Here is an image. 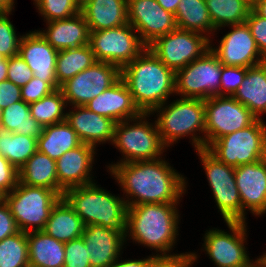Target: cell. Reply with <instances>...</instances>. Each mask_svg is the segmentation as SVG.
Returning <instances> with one entry per match:
<instances>
[{
    "instance_id": "cell-1",
    "label": "cell",
    "mask_w": 266,
    "mask_h": 267,
    "mask_svg": "<svg viewBox=\"0 0 266 267\" xmlns=\"http://www.w3.org/2000/svg\"><path fill=\"white\" fill-rule=\"evenodd\" d=\"M162 158L108 165L110 174L126 193L127 207L181 201L180 197L186 191V179Z\"/></svg>"
},
{
    "instance_id": "cell-2",
    "label": "cell",
    "mask_w": 266,
    "mask_h": 267,
    "mask_svg": "<svg viewBox=\"0 0 266 267\" xmlns=\"http://www.w3.org/2000/svg\"><path fill=\"white\" fill-rule=\"evenodd\" d=\"M178 203H144L127 208L126 238L150 247L161 254L156 257H174L169 254L177 241ZM178 233V234H177ZM129 235V236H128ZM168 253V254H167Z\"/></svg>"
},
{
    "instance_id": "cell-3",
    "label": "cell",
    "mask_w": 266,
    "mask_h": 267,
    "mask_svg": "<svg viewBox=\"0 0 266 267\" xmlns=\"http://www.w3.org/2000/svg\"><path fill=\"white\" fill-rule=\"evenodd\" d=\"M121 79L142 113H151L175 93L176 73L148 47L121 69Z\"/></svg>"
},
{
    "instance_id": "cell-4",
    "label": "cell",
    "mask_w": 266,
    "mask_h": 267,
    "mask_svg": "<svg viewBox=\"0 0 266 267\" xmlns=\"http://www.w3.org/2000/svg\"><path fill=\"white\" fill-rule=\"evenodd\" d=\"M97 183L72 187L63 198L82 219L83 224L101 225L118 231L126 230L127 204L120 198L98 187Z\"/></svg>"
},
{
    "instance_id": "cell-5",
    "label": "cell",
    "mask_w": 266,
    "mask_h": 267,
    "mask_svg": "<svg viewBox=\"0 0 266 267\" xmlns=\"http://www.w3.org/2000/svg\"><path fill=\"white\" fill-rule=\"evenodd\" d=\"M167 104L166 102L151 112H159L156 124L164 145L170 147L177 140L190 135L195 151L205 148L204 100L181 98ZM200 132L204 136H200Z\"/></svg>"
},
{
    "instance_id": "cell-6",
    "label": "cell",
    "mask_w": 266,
    "mask_h": 267,
    "mask_svg": "<svg viewBox=\"0 0 266 267\" xmlns=\"http://www.w3.org/2000/svg\"><path fill=\"white\" fill-rule=\"evenodd\" d=\"M150 114L141 113L135 118L116 123L112 144L124 156L116 164L155 160L162 157L167 147L162 142L156 121L155 123L147 121L146 117H150Z\"/></svg>"
},
{
    "instance_id": "cell-7",
    "label": "cell",
    "mask_w": 266,
    "mask_h": 267,
    "mask_svg": "<svg viewBox=\"0 0 266 267\" xmlns=\"http://www.w3.org/2000/svg\"><path fill=\"white\" fill-rule=\"evenodd\" d=\"M60 198L54 190L19 181L11 192L4 195L19 230L26 233L44 229L53 206Z\"/></svg>"
},
{
    "instance_id": "cell-8",
    "label": "cell",
    "mask_w": 266,
    "mask_h": 267,
    "mask_svg": "<svg viewBox=\"0 0 266 267\" xmlns=\"http://www.w3.org/2000/svg\"><path fill=\"white\" fill-rule=\"evenodd\" d=\"M226 165L238 167L266 158V124L262 118L250 126L213 141L206 148Z\"/></svg>"
},
{
    "instance_id": "cell-9",
    "label": "cell",
    "mask_w": 266,
    "mask_h": 267,
    "mask_svg": "<svg viewBox=\"0 0 266 267\" xmlns=\"http://www.w3.org/2000/svg\"><path fill=\"white\" fill-rule=\"evenodd\" d=\"M215 203L225 222H242V203L236 186L235 167L226 165L213 156L206 148L197 152Z\"/></svg>"
},
{
    "instance_id": "cell-10",
    "label": "cell",
    "mask_w": 266,
    "mask_h": 267,
    "mask_svg": "<svg viewBox=\"0 0 266 267\" xmlns=\"http://www.w3.org/2000/svg\"><path fill=\"white\" fill-rule=\"evenodd\" d=\"M136 33L138 34L129 23L90 31L89 46L96 61L113 64L121 70L146 48Z\"/></svg>"
},
{
    "instance_id": "cell-11",
    "label": "cell",
    "mask_w": 266,
    "mask_h": 267,
    "mask_svg": "<svg viewBox=\"0 0 266 267\" xmlns=\"http://www.w3.org/2000/svg\"><path fill=\"white\" fill-rule=\"evenodd\" d=\"M222 64L209 49L176 72L175 94L180 98L206 100L220 96Z\"/></svg>"
},
{
    "instance_id": "cell-12",
    "label": "cell",
    "mask_w": 266,
    "mask_h": 267,
    "mask_svg": "<svg viewBox=\"0 0 266 267\" xmlns=\"http://www.w3.org/2000/svg\"><path fill=\"white\" fill-rule=\"evenodd\" d=\"M205 148L219 138L244 129L257 117L233 96H212L204 100Z\"/></svg>"
},
{
    "instance_id": "cell-13",
    "label": "cell",
    "mask_w": 266,
    "mask_h": 267,
    "mask_svg": "<svg viewBox=\"0 0 266 267\" xmlns=\"http://www.w3.org/2000/svg\"><path fill=\"white\" fill-rule=\"evenodd\" d=\"M231 233L217 228L204 235L203 248L216 267H258V258L250 260L244 243L247 238L246 222H225Z\"/></svg>"
},
{
    "instance_id": "cell-14",
    "label": "cell",
    "mask_w": 266,
    "mask_h": 267,
    "mask_svg": "<svg viewBox=\"0 0 266 267\" xmlns=\"http://www.w3.org/2000/svg\"><path fill=\"white\" fill-rule=\"evenodd\" d=\"M148 48L176 73L209 50L210 38L199 32L177 28L158 37Z\"/></svg>"
},
{
    "instance_id": "cell-15",
    "label": "cell",
    "mask_w": 266,
    "mask_h": 267,
    "mask_svg": "<svg viewBox=\"0 0 266 267\" xmlns=\"http://www.w3.org/2000/svg\"><path fill=\"white\" fill-rule=\"evenodd\" d=\"M121 78V70L110 63L96 61L60 86L67 105L85 106Z\"/></svg>"
},
{
    "instance_id": "cell-16",
    "label": "cell",
    "mask_w": 266,
    "mask_h": 267,
    "mask_svg": "<svg viewBox=\"0 0 266 267\" xmlns=\"http://www.w3.org/2000/svg\"><path fill=\"white\" fill-rule=\"evenodd\" d=\"M127 9L128 23L146 47L177 29L175 15L164 10L156 0H127Z\"/></svg>"
},
{
    "instance_id": "cell-17",
    "label": "cell",
    "mask_w": 266,
    "mask_h": 267,
    "mask_svg": "<svg viewBox=\"0 0 266 267\" xmlns=\"http://www.w3.org/2000/svg\"><path fill=\"white\" fill-rule=\"evenodd\" d=\"M230 27H232L231 32L222 37L218 47L213 48L210 40L209 49L217 56L222 65L250 68L266 61L246 22Z\"/></svg>"
},
{
    "instance_id": "cell-18",
    "label": "cell",
    "mask_w": 266,
    "mask_h": 267,
    "mask_svg": "<svg viewBox=\"0 0 266 267\" xmlns=\"http://www.w3.org/2000/svg\"><path fill=\"white\" fill-rule=\"evenodd\" d=\"M235 180L242 203V222H246L247 209L256 216L266 213V158L235 167Z\"/></svg>"
},
{
    "instance_id": "cell-19",
    "label": "cell",
    "mask_w": 266,
    "mask_h": 267,
    "mask_svg": "<svg viewBox=\"0 0 266 267\" xmlns=\"http://www.w3.org/2000/svg\"><path fill=\"white\" fill-rule=\"evenodd\" d=\"M19 55L27 63L34 77L47 82L54 90L59 89L55 77L58 51L45 40L38 30L22 35Z\"/></svg>"
},
{
    "instance_id": "cell-20",
    "label": "cell",
    "mask_w": 266,
    "mask_h": 267,
    "mask_svg": "<svg viewBox=\"0 0 266 267\" xmlns=\"http://www.w3.org/2000/svg\"><path fill=\"white\" fill-rule=\"evenodd\" d=\"M81 237L88 250L91 267H110L120 257L126 242L125 231L101 225L85 226Z\"/></svg>"
},
{
    "instance_id": "cell-21",
    "label": "cell",
    "mask_w": 266,
    "mask_h": 267,
    "mask_svg": "<svg viewBox=\"0 0 266 267\" xmlns=\"http://www.w3.org/2000/svg\"><path fill=\"white\" fill-rule=\"evenodd\" d=\"M95 149L92 145L81 143L56 160L58 184L64 190L93 183L94 177L90 172L94 166Z\"/></svg>"
},
{
    "instance_id": "cell-22",
    "label": "cell",
    "mask_w": 266,
    "mask_h": 267,
    "mask_svg": "<svg viewBox=\"0 0 266 267\" xmlns=\"http://www.w3.org/2000/svg\"><path fill=\"white\" fill-rule=\"evenodd\" d=\"M66 113V122L76 132L80 141L94 146L113 141L116 122L111 118L101 116L84 106H72Z\"/></svg>"
},
{
    "instance_id": "cell-23",
    "label": "cell",
    "mask_w": 266,
    "mask_h": 267,
    "mask_svg": "<svg viewBox=\"0 0 266 267\" xmlns=\"http://www.w3.org/2000/svg\"><path fill=\"white\" fill-rule=\"evenodd\" d=\"M84 107L96 114L111 118L116 123L135 118L142 113L121 78Z\"/></svg>"
},
{
    "instance_id": "cell-24",
    "label": "cell",
    "mask_w": 266,
    "mask_h": 267,
    "mask_svg": "<svg viewBox=\"0 0 266 267\" xmlns=\"http://www.w3.org/2000/svg\"><path fill=\"white\" fill-rule=\"evenodd\" d=\"M47 23L45 30H38L57 51L89 44V27L81 13L62 20Z\"/></svg>"
},
{
    "instance_id": "cell-25",
    "label": "cell",
    "mask_w": 266,
    "mask_h": 267,
    "mask_svg": "<svg viewBox=\"0 0 266 267\" xmlns=\"http://www.w3.org/2000/svg\"><path fill=\"white\" fill-rule=\"evenodd\" d=\"M127 0H90L80 13L89 31H100L128 23Z\"/></svg>"
},
{
    "instance_id": "cell-26",
    "label": "cell",
    "mask_w": 266,
    "mask_h": 267,
    "mask_svg": "<svg viewBox=\"0 0 266 267\" xmlns=\"http://www.w3.org/2000/svg\"><path fill=\"white\" fill-rule=\"evenodd\" d=\"M233 97L256 117L266 113V61L247 68L242 84Z\"/></svg>"
},
{
    "instance_id": "cell-27",
    "label": "cell",
    "mask_w": 266,
    "mask_h": 267,
    "mask_svg": "<svg viewBox=\"0 0 266 267\" xmlns=\"http://www.w3.org/2000/svg\"><path fill=\"white\" fill-rule=\"evenodd\" d=\"M19 182L54 190L61 197L64 189L58 184L56 161L38 150L18 171Z\"/></svg>"
},
{
    "instance_id": "cell-28",
    "label": "cell",
    "mask_w": 266,
    "mask_h": 267,
    "mask_svg": "<svg viewBox=\"0 0 266 267\" xmlns=\"http://www.w3.org/2000/svg\"><path fill=\"white\" fill-rule=\"evenodd\" d=\"M85 225L68 202L61 197L53 206L42 231L56 240L67 243L80 238Z\"/></svg>"
},
{
    "instance_id": "cell-29",
    "label": "cell",
    "mask_w": 266,
    "mask_h": 267,
    "mask_svg": "<svg viewBox=\"0 0 266 267\" xmlns=\"http://www.w3.org/2000/svg\"><path fill=\"white\" fill-rule=\"evenodd\" d=\"M29 267H64L65 243L44 231L27 233Z\"/></svg>"
},
{
    "instance_id": "cell-30",
    "label": "cell",
    "mask_w": 266,
    "mask_h": 267,
    "mask_svg": "<svg viewBox=\"0 0 266 267\" xmlns=\"http://www.w3.org/2000/svg\"><path fill=\"white\" fill-rule=\"evenodd\" d=\"M81 143L72 127L63 121L43 127L42 134L37 140V150L56 161Z\"/></svg>"
},
{
    "instance_id": "cell-31",
    "label": "cell",
    "mask_w": 266,
    "mask_h": 267,
    "mask_svg": "<svg viewBox=\"0 0 266 267\" xmlns=\"http://www.w3.org/2000/svg\"><path fill=\"white\" fill-rule=\"evenodd\" d=\"M175 20L178 29L199 32L208 38L209 34L216 32L205 0H180Z\"/></svg>"
},
{
    "instance_id": "cell-32",
    "label": "cell",
    "mask_w": 266,
    "mask_h": 267,
    "mask_svg": "<svg viewBox=\"0 0 266 267\" xmlns=\"http://www.w3.org/2000/svg\"><path fill=\"white\" fill-rule=\"evenodd\" d=\"M96 62L89 44L58 51L55 77L60 86Z\"/></svg>"
},
{
    "instance_id": "cell-33",
    "label": "cell",
    "mask_w": 266,
    "mask_h": 267,
    "mask_svg": "<svg viewBox=\"0 0 266 267\" xmlns=\"http://www.w3.org/2000/svg\"><path fill=\"white\" fill-rule=\"evenodd\" d=\"M37 139L8 131L0 125V155L18 171L37 151Z\"/></svg>"
},
{
    "instance_id": "cell-34",
    "label": "cell",
    "mask_w": 266,
    "mask_h": 267,
    "mask_svg": "<svg viewBox=\"0 0 266 267\" xmlns=\"http://www.w3.org/2000/svg\"><path fill=\"white\" fill-rule=\"evenodd\" d=\"M213 24L218 30L224 26L242 24L252 9L248 0H205Z\"/></svg>"
},
{
    "instance_id": "cell-35",
    "label": "cell",
    "mask_w": 266,
    "mask_h": 267,
    "mask_svg": "<svg viewBox=\"0 0 266 267\" xmlns=\"http://www.w3.org/2000/svg\"><path fill=\"white\" fill-rule=\"evenodd\" d=\"M0 125L8 131L31 136L38 140L43 127L31 116L29 104L23 100L1 110Z\"/></svg>"
},
{
    "instance_id": "cell-36",
    "label": "cell",
    "mask_w": 266,
    "mask_h": 267,
    "mask_svg": "<svg viewBox=\"0 0 266 267\" xmlns=\"http://www.w3.org/2000/svg\"><path fill=\"white\" fill-rule=\"evenodd\" d=\"M66 99L60 89L39 101L29 104L31 116L42 126L53 125L66 120Z\"/></svg>"
},
{
    "instance_id": "cell-37",
    "label": "cell",
    "mask_w": 266,
    "mask_h": 267,
    "mask_svg": "<svg viewBox=\"0 0 266 267\" xmlns=\"http://www.w3.org/2000/svg\"><path fill=\"white\" fill-rule=\"evenodd\" d=\"M0 267H29L26 232L19 231L0 241Z\"/></svg>"
},
{
    "instance_id": "cell-38",
    "label": "cell",
    "mask_w": 266,
    "mask_h": 267,
    "mask_svg": "<svg viewBox=\"0 0 266 267\" xmlns=\"http://www.w3.org/2000/svg\"><path fill=\"white\" fill-rule=\"evenodd\" d=\"M34 4L46 22L68 19L80 13L74 0H34Z\"/></svg>"
},
{
    "instance_id": "cell-39",
    "label": "cell",
    "mask_w": 266,
    "mask_h": 267,
    "mask_svg": "<svg viewBox=\"0 0 266 267\" xmlns=\"http://www.w3.org/2000/svg\"><path fill=\"white\" fill-rule=\"evenodd\" d=\"M11 12L0 14V53L5 58H10L19 54V45L22 36H17L15 27L10 22L8 16Z\"/></svg>"
},
{
    "instance_id": "cell-40",
    "label": "cell",
    "mask_w": 266,
    "mask_h": 267,
    "mask_svg": "<svg viewBox=\"0 0 266 267\" xmlns=\"http://www.w3.org/2000/svg\"><path fill=\"white\" fill-rule=\"evenodd\" d=\"M64 267H91L89 253L82 237L65 243Z\"/></svg>"
},
{
    "instance_id": "cell-41",
    "label": "cell",
    "mask_w": 266,
    "mask_h": 267,
    "mask_svg": "<svg viewBox=\"0 0 266 267\" xmlns=\"http://www.w3.org/2000/svg\"><path fill=\"white\" fill-rule=\"evenodd\" d=\"M247 73L246 67L222 65L220 96H233Z\"/></svg>"
},
{
    "instance_id": "cell-42",
    "label": "cell",
    "mask_w": 266,
    "mask_h": 267,
    "mask_svg": "<svg viewBox=\"0 0 266 267\" xmlns=\"http://www.w3.org/2000/svg\"><path fill=\"white\" fill-rule=\"evenodd\" d=\"M32 78L33 72L29 69L27 63L19 54L8 58V81L22 87Z\"/></svg>"
},
{
    "instance_id": "cell-43",
    "label": "cell",
    "mask_w": 266,
    "mask_h": 267,
    "mask_svg": "<svg viewBox=\"0 0 266 267\" xmlns=\"http://www.w3.org/2000/svg\"><path fill=\"white\" fill-rule=\"evenodd\" d=\"M53 91L55 90L47 82L33 76L26 85L21 87V99L30 104L50 95Z\"/></svg>"
},
{
    "instance_id": "cell-44",
    "label": "cell",
    "mask_w": 266,
    "mask_h": 267,
    "mask_svg": "<svg viewBox=\"0 0 266 267\" xmlns=\"http://www.w3.org/2000/svg\"><path fill=\"white\" fill-rule=\"evenodd\" d=\"M246 24L251 30L261 55L266 59V18L259 16L251 9L246 19Z\"/></svg>"
},
{
    "instance_id": "cell-45",
    "label": "cell",
    "mask_w": 266,
    "mask_h": 267,
    "mask_svg": "<svg viewBox=\"0 0 266 267\" xmlns=\"http://www.w3.org/2000/svg\"><path fill=\"white\" fill-rule=\"evenodd\" d=\"M19 181L18 170L0 155V191L6 195Z\"/></svg>"
},
{
    "instance_id": "cell-46",
    "label": "cell",
    "mask_w": 266,
    "mask_h": 267,
    "mask_svg": "<svg viewBox=\"0 0 266 267\" xmlns=\"http://www.w3.org/2000/svg\"><path fill=\"white\" fill-rule=\"evenodd\" d=\"M196 253H181L174 257H156L150 267H191L197 261Z\"/></svg>"
},
{
    "instance_id": "cell-47",
    "label": "cell",
    "mask_w": 266,
    "mask_h": 267,
    "mask_svg": "<svg viewBox=\"0 0 266 267\" xmlns=\"http://www.w3.org/2000/svg\"><path fill=\"white\" fill-rule=\"evenodd\" d=\"M17 223L5 200L0 202V241L19 232Z\"/></svg>"
},
{
    "instance_id": "cell-48",
    "label": "cell",
    "mask_w": 266,
    "mask_h": 267,
    "mask_svg": "<svg viewBox=\"0 0 266 267\" xmlns=\"http://www.w3.org/2000/svg\"><path fill=\"white\" fill-rule=\"evenodd\" d=\"M21 87L11 81L0 82V109L3 110L15 102L21 101Z\"/></svg>"
},
{
    "instance_id": "cell-49",
    "label": "cell",
    "mask_w": 266,
    "mask_h": 267,
    "mask_svg": "<svg viewBox=\"0 0 266 267\" xmlns=\"http://www.w3.org/2000/svg\"><path fill=\"white\" fill-rule=\"evenodd\" d=\"M156 255L148 256L145 259L139 260H121L118 258L110 267H150ZM119 261V262H118Z\"/></svg>"
},
{
    "instance_id": "cell-50",
    "label": "cell",
    "mask_w": 266,
    "mask_h": 267,
    "mask_svg": "<svg viewBox=\"0 0 266 267\" xmlns=\"http://www.w3.org/2000/svg\"><path fill=\"white\" fill-rule=\"evenodd\" d=\"M160 6L175 15L180 0H156Z\"/></svg>"
},
{
    "instance_id": "cell-51",
    "label": "cell",
    "mask_w": 266,
    "mask_h": 267,
    "mask_svg": "<svg viewBox=\"0 0 266 267\" xmlns=\"http://www.w3.org/2000/svg\"><path fill=\"white\" fill-rule=\"evenodd\" d=\"M252 9L261 17L266 18V0H256Z\"/></svg>"
},
{
    "instance_id": "cell-52",
    "label": "cell",
    "mask_w": 266,
    "mask_h": 267,
    "mask_svg": "<svg viewBox=\"0 0 266 267\" xmlns=\"http://www.w3.org/2000/svg\"><path fill=\"white\" fill-rule=\"evenodd\" d=\"M8 77V59L0 62V82L6 81Z\"/></svg>"
},
{
    "instance_id": "cell-53",
    "label": "cell",
    "mask_w": 266,
    "mask_h": 267,
    "mask_svg": "<svg viewBox=\"0 0 266 267\" xmlns=\"http://www.w3.org/2000/svg\"><path fill=\"white\" fill-rule=\"evenodd\" d=\"M14 5V0H0V9L3 12H12Z\"/></svg>"
},
{
    "instance_id": "cell-54",
    "label": "cell",
    "mask_w": 266,
    "mask_h": 267,
    "mask_svg": "<svg viewBox=\"0 0 266 267\" xmlns=\"http://www.w3.org/2000/svg\"><path fill=\"white\" fill-rule=\"evenodd\" d=\"M258 267H266V253L258 258Z\"/></svg>"
},
{
    "instance_id": "cell-55",
    "label": "cell",
    "mask_w": 266,
    "mask_h": 267,
    "mask_svg": "<svg viewBox=\"0 0 266 267\" xmlns=\"http://www.w3.org/2000/svg\"><path fill=\"white\" fill-rule=\"evenodd\" d=\"M75 3L78 5L79 8H82L86 3H88L90 0H74Z\"/></svg>"
},
{
    "instance_id": "cell-56",
    "label": "cell",
    "mask_w": 266,
    "mask_h": 267,
    "mask_svg": "<svg viewBox=\"0 0 266 267\" xmlns=\"http://www.w3.org/2000/svg\"><path fill=\"white\" fill-rule=\"evenodd\" d=\"M4 200V194L0 191V202Z\"/></svg>"
},
{
    "instance_id": "cell-57",
    "label": "cell",
    "mask_w": 266,
    "mask_h": 267,
    "mask_svg": "<svg viewBox=\"0 0 266 267\" xmlns=\"http://www.w3.org/2000/svg\"><path fill=\"white\" fill-rule=\"evenodd\" d=\"M5 57L0 53V62L3 61Z\"/></svg>"
},
{
    "instance_id": "cell-58",
    "label": "cell",
    "mask_w": 266,
    "mask_h": 267,
    "mask_svg": "<svg viewBox=\"0 0 266 267\" xmlns=\"http://www.w3.org/2000/svg\"><path fill=\"white\" fill-rule=\"evenodd\" d=\"M251 4H253L256 0H248Z\"/></svg>"
}]
</instances>
